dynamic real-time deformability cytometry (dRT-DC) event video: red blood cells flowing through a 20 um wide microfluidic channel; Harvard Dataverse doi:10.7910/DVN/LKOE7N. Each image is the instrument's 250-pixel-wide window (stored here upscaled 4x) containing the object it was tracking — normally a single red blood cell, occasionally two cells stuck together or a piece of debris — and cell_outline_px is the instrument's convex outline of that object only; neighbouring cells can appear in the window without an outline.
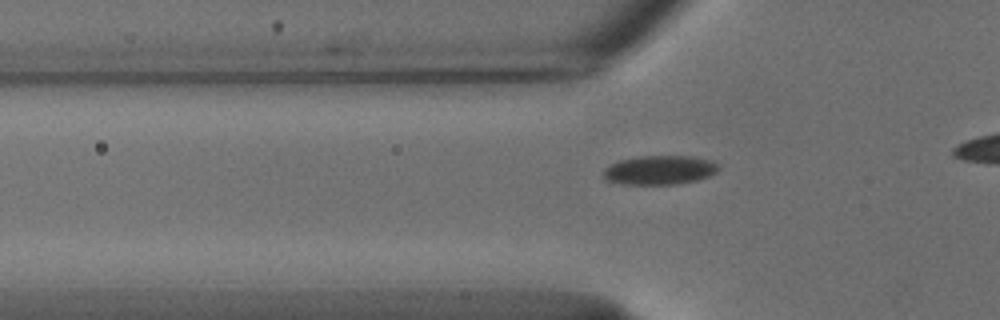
{"species": "common noctule bat (a hibernating species)", "species_latin": "Nyctalus noctula", "temperature_condition": "cold", "stored_images_in_passage": 32, "camera_frame_rate_fps": 3000, "um_per_image_px": 0.085, "animal": {"sex": "male", "body_mass_g": 18.8}, "frame": {"image": 1, "passage_image": 6, "time_ms": 1.667, "image_size_px": [1000, 320], "cell_outline_px": [[720, 168], [716, 172], [708, 176], [696, 180], [676, 184], [620, 184], [604, 180], [604, 168], [608, 164], [620, 160], [640, 156], [696, 156], [712, 160], [720, 164]], "centroid_in_image_um": [56.07, 14.44], "position_along_channel_um": 69.7, "area_um2": 19.77}}
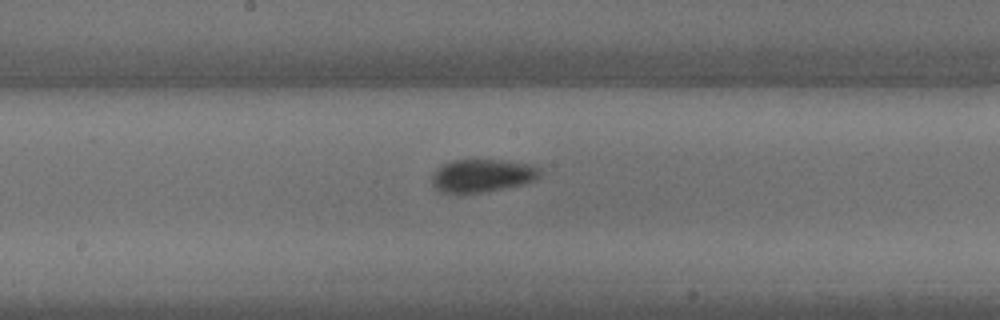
{"frame": {"image": 2, "passage_image": 17, "time_ms": 5.333, "image_size_px": [1000, 320], "cell_outline_px": [[540, 176], [536, 180], [488, 192], [440, 192], [432, 184], [432, 176], [436, 168], [440, 164], [452, 160], [496, 160], [532, 164], [540, 168]], "centroid_in_image_um": [40.98, 14.91], "position_along_channel_um": 207.2, "area_um2": 20.69}}
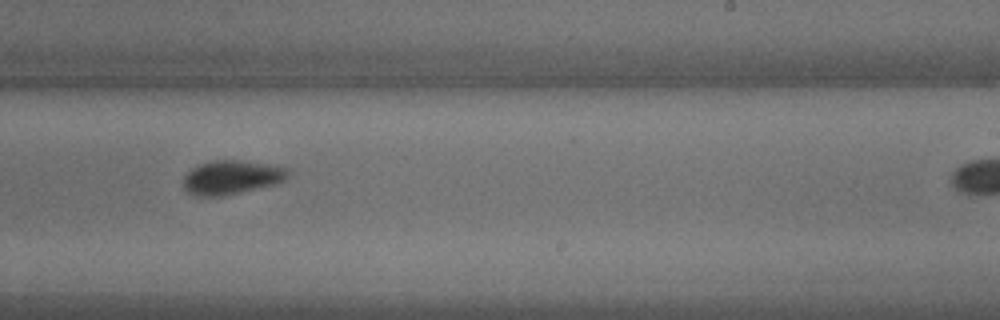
{"frame": {"image": 3, "passage_image": 22, "time_ms": 7.0, "image_size_px": [1000, 320], "cell_outline_px": [[288, 176], [284, 180], [276, 184], [220, 196], [196, 196], [188, 192], [184, 188], [184, 176], [192, 168], [200, 164], [212, 160], [236, 160], [264, 164], [288, 168]], "centroid_in_image_um": [19.65, 15.07], "position_along_channel_um": 269.3, "area_um2": 20.35}, "authors_computed_cell_mechanics": {"area_um2": 20.1722, "velocity_mm_per_s": 3.7427, "shape_relaxation_time_tau1_ms": 5.2797, "shape_relaxation_time_tau2_ms": null, "deformation_change_tau1": 0.1073, "deformation_change_tau2": null}}